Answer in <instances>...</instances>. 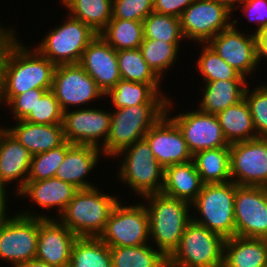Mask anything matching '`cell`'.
<instances>
[{
    "mask_svg": "<svg viewBox=\"0 0 267 267\" xmlns=\"http://www.w3.org/2000/svg\"><path fill=\"white\" fill-rule=\"evenodd\" d=\"M7 186L3 183V181L0 178V222L3 220H6L8 218L6 213L8 210L7 208V190H6Z\"/></svg>",
    "mask_w": 267,
    "mask_h": 267,
    "instance_id": "48",
    "label": "cell"
},
{
    "mask_svg": "<svg viewBox=\"0 0 267 267\" xmlns=\"http://www.w3.org/2000/svg\"><path fill=\"white\" fill-rule=\"evenodd\" d=\"M143 198L147 200L144 204L149 216V239L154 240L157 250L169 257L192 221L189 214L191 204L162 192L145 195Z\"/></svg>",
    "mask_w": 267,
    "mask_h": 267,
    "instance_id": "2",
    "label": "cell"
},
{
    "mask_svg": "<svg viewBox=\"0 0 267 267\" xmlns=\"http://www.w3.org/2000/svg\"><path fill=\"white\" fill-rule=\"evenodd\" d=\"M201 55L197 59V69L203 81L246 80L236 69L224 61L208 44H202Z\"/></svg>",
    "mask_w": 267,
    "mask_h": 267,
    "instance_id": "38",
    "label": "cell"
},
{
    "mask_svg": "<svg viewBox=\"0 0 267 267\" xmlns=\"http://www.w3.org/2000/svg\"><path fill=\"white\" fill-rule=\"evenodd\" d=\"M99 238L109 247L148 244L149 216L145 204L124 206L118 201Z\"/></svg>",
    "mask_w": 267,
    "mask_h": 267,
    "instance_id": "10",
    "label": "cell"
},
{
    "mask_svg": "<svg viewBox=\"0 0 267 267\" xmlns=\"http://www.w3.org/2000/svg\"><path fill=\"white\" fill-rule=\"evenodd\" d=\"M142 22L146 39L167 43H181L185 39L181 30V21L177 17L153 11Z\"/></svg>",
    "mask_w": 267,
    "mask_h": 267,
    "instance_id": "37",
    "label": "cell"
},
{
    "mask_svg": "<svg viewBox=\"0 0 267 267\" xmlns=\"http://www.w3.org/2000/svg\"><path fill=\"white\" fill-rule=\"evenodd\" d=\"M193 2L194 0H154L153 11L180 19L183 12Z\"/></svg>",
    "mask_w": 267,
    "mask_h": 267,
    "instance_id": "45",
    "label": "cell"
},
{
    "mask_svg": "<svg viewBox=\"0 0 267 267\" xmlns=\"http://www.w3.org/2000/svg\"><path fill=\"white\" fill-rule=\"evenodd\" d=\"M203 185L194 162L190 161L165 168L162 193L191 204Z\"/></svg>",
    "mask_w": 267,
    "mask_h": 267,
    "instance_id": "26",
    "label": "cell"
},
{
    "mask_svg": "<svg viewBox=\"0 0 267 267\" xmlns=\"http://www.w3.org/2000/svg\"><path fill=\"white\" fill-rule=\"evenodd\" d=\"M232 23L230 27L222 30L207 44L246 78L258 66L256 37L253 32L246 35L235 28L237 20H232Z\"/></svg>",
    "mask_w": 267,
    "mask_h": 267,
    "instance_id": "17",
    "label": "cell"
},
{
    "mask_svg": "<svg viewBox=\"0 0 267 267\" xmlns=\"http://www.w3.org/2000/svg\"><path fill=\"white\" fill-rule=\"evenodd\" d=\"M216 117L229 144L257 138L250 109L244 98L217 113Z\"/></svg>",
    "mask_w": 267,
    "mask_h": 267,
    "instance_id": "29",
    "label": "cell"
},
{
    "mask_svg": "<svg viewBox=\"0 0 267 267\" xmlns=\"http://www.w3.org/2000/svg\"><path fill=\"white\" fill-rule=\"evenodd\" d=\"M65 141L59 147L32 155L27 181H39L55 177L56 170L63 162L67 150L72 146Z\"/></svg>",
    "mask_w": 267,
    "mask_h": 267,
    "instance_id": "39",
    "label": "cell"
},
{
    "mask_svg": "<svg viewBox=\"0 0 267 267\" xmlns=\"http://www.w3.org/2000/svg\"><path fill=\"white\" fill-rule=\"evenodd\" d=\"M54 218L39 217L36 259L55 267H69L71 249L78 237Z\"/></svg>",
    "mask_w": 267,
    "mask_h": 267,
    "instance_id": "19",
    "label": "cell"
},
{
    "mask_svg": "<svg viewBox=\"0 0 267 267\" xmlns=\"http://www.w3.org/2000/svg\"><path fill=\"white\" fill-rule=\"evenodd\" d=\"M32 155L6 129L0 126V178L8 186L12 181H19L16 188L18 195L25 187Z\"/></svg>",
    "mask_w": 267,
    "mask_h": 267,
    "instance_id": "21",
    "label": "cell"
},
{
    "mask_svg": "<svg viewBox=\"0 0 267 267\" xmlns=\"http://www.w3.org/2000/svg\"><path fill=\"white\" fill-rule=\"evenodd\" d=\"M165 109L166 104L114 108L107 141L101 146L104 156L115 158L123 149L144 139L148 130L165 114Z\"/></svg>",
    "mask_w": 267,
    "mask_h": 267,
    "instance_id": "4",
    "label": "cell"
},
{
    "mask_svg": "<svg viewBox=\"0 0 267 267\" xmlns=\"http://www.w3.org/2000/svg\"><path fill=\"white\" fill-rule=\"evenodd\" d=\"M229 149L231 181L240 186L267 187V138L232 143Z\"/></svg>",
    "mask_w": 267,
    "mask_h": 267,
    "instance_id": "12",
    "label": "cell"
},
{
    "mask_svg": "<svg viewBox=\"0 0 267 267\" xmlns=\"http://www.w3.org/2000/svg\"><path fill=\"white\" fill-rule=\"evenodd\" d=\"M56 65L16 39L8 47L0 71V103L30 89H51Z\"/></svg>",
    "mask_w": 267,
    "mask_h": 267,
    "instance_id": "1",
    "label": "cell"
},
{
    "mask_svg": "<svg viewBox=\"0 0 267 267\" xmlns=\"http://www.w3.org/2000/svg\"><path fill=\"white\" fill-rule=\"evenodd\" d=\"M15 29L13 31V27L10 29H6L5 27H1L0 24V68H2L3 59L5 53L10 46V44L16 39Z\"/></svg>",
    "mask_w": 267,
    "mask_h": 267,
    "instance_id": "46",
    "label": "cell"
},
{
    "mask_svg": "<svg viewBox=\"0 0 267 267\" xmlns=\"http://www.w3.org/2000/svg\"><path fill=\"white\" fill-rule=\"evenodd\" d=\"M235 236L267 239V187L236 185Z\"/></svg>",
    "mask_w": 267,
    "mask_h": 267,
    "instance_id": "13",
    "label": "cell"
},
{
    "mask_svg": "<svg viewBox=\"0 0 267 267\" xmlns=\"http://www.w3.org/2000/svg\"><path fill=\"white\" fill-rule=\"evenodd\" d=\"M179 44L144 38L139 49L149 67L161 79L165 71L176 63Z\"/></svg>",
    "mask_w": 267,
    "mask_h": 267,
    "instance_id": "36",
    "label": "cell"
},
{
    "mask_svg": "<svg viewBox=\"0 0 267 267\" xmlns=\"http://www.w3.org/2000/svg\"><path fill=\"white\" fill-rule=\"evenodd\" d=\"M161 84H144L121 79L106 94L114 108H126L140 104H167L169 97L161 93Z\"/></svg>",
    "mask_w": 267,
    "mask_h": 267,
    "instance_id": "28",
    "label": "cell"
},
{
    "mask_svg": "<svg viewBox=\"0 0 267 267\" xmlns=\"http://www.w3.org/2000/svg\"><path fill=\"white\" fill-rule=\"evenodd\" d=\"M236 184L227 183L204 184L202 190L191 203L193 211L199 217L192 216V221L208 228L224 239L235 236L234 199Z\"/></svg>",
    "mask_w": 267,
    "mask_h": 267,
    "instance_id": "5",
    "label": "cell"
},
{
    "mask_svg": "<svg viewBox=\"0 0 267 267\" xmlns=\"http://www.w3.org/2000/svg\"><path fill=\"white\" fill-rule=\"evenodd\" d=\"M112 267H169L168 257L149 244L109 247Z\"/></svg>",
    "mask_w": 267,
    "mask_h": 267,
    "instance_id": "32",
    "label": "cell"
},
{
    "mask_svg": "<svg viewBox=\"0 0 267 267\" xmlns=\"http://www.w3.org/2000/svg\"><path fill=\"white\" fill-rule=\"evenodd\" d=\"M77 190L72 184L53 177L39 181H27L18 196L29 197L32 202L44 209L55 207V210H58L56 213L60 215Z\"/></svg>",
    "mask_w": 267,
    "mask_h": 267,
    "instance_id": "24",
    "label": "cell"
},
{
    "mask_svg": "<svg viewBox=\"0 0 267 267\" xmlns=\"http://www.w3.org/2000/svg\"><path fill=\"white\" fill-rule=\"evenodd\" d=\"M100 36L116 51L136 49L144 39L143 22L112 18Z\"/></svg>",
    "mask_w": 267,
    "mask_h": 267,
    "instance_id": "34",
    "label": "cell"
},
{
    "mask_svg": "<svg viewBox=\"0 0 267 267\" xmlns=\"http://www.w3.org/2000/svg\"><path fill=\"white\" fill-rule=\"evenodd\" d=\"M68 14L100 34L112 19V0H60Z\"/></svg>",
    "mask_w": 267,
    "mask_h": 267,
    "instance_id": "31",
    "label": "cell"
},
{
    "mask_svg": "<svg viewBox=\"0 0 267 267\" xmlns=\"http://www.w3.org/2000/svg\"><path fill=\"white\" fill-rule=\"evenodd\" d=\"M51 89H30L25 93L13 96L6 104L11 108L16 121L23 120L34 109L37 101Z\"/></svg>",
    "mask_w": 267,
    "mask_h": 267,
    "instance_id": "43",
    "label": "cell"
},
{
    "mask_svg": "<svg viewBox=\"0 0 267 267\" xmlns=\"http://www.w3.org/2000/svg\"><path fill=\"white\" fill-rule=\"evenodd\" d=\"M171 119L182 132L193 155L202 150L230 146L215 114L203 113L197 109L185 111Z\"/></svg>",
    "mask_w": 267,
    "mask_h": 267,
    "instance_id": "18",
    "label": "cell"
},
{
    "mask_svg": "<svg viewBox=\"0 0 267 267\" xmlns=\"http://www.w3.org/2000/svg\"><path fill=\"white\" fill-rule=\"evenodd\" d=\"M216 1L219 2V3L224 4L230 10L234 11L236 9L235 7L239 8L240 3H242L245 0H216Z\"/></svg>",
    "mask_w": 267,
    "mask_h": 267,
    "instance_id": "50",
    "label": "cell"
},
{
    "mask_svg": "<svg viewBox=\"0 0 267 267\" xmlns=\"http://www.w3.org/2000/svg\"><path fill=\"white\" fill-rule=\"evenodd\" d=\"M121 79L144 84H160L161 80L149 67L139 48L116 51Z\"/></svg>",
    "mask_w": 267,
    "mask_h": 267,
    "instance_id": "35",
    "label": "cell"
},
{
    "mask_svg": "<svg viewBox=\"0 0 267 267\" xmlns=\"http://www.w3.org/2000/svg\"><path fill=\"white\" fill-rule=\"evenodd\" d=\"M154 0H112V18L143 21L153 12Z\"/></svg>",
    "mask_w": 267,
    "mask_h": 267,
    "instance_id": "42",
    "label": "cell"
},
{
    "mask_svg": "<svg viewBox=\"0 0 267 267\" xmlns=\"http://www.w3.org/2000/svg\"><path fill=\"white\" fill-rule=\"evenodd\" d=\"M267 239L233 236L225 239L223 267H266Z\"/></svg>",
    "mask_w": 267,
    "mask_h": 267,
    "instance_id": "25",
    "label": "cell"
},
{
    "mask_svg": "<svg viewBox=\"0 0 267 267\" xmlns=\"http://www.w3.org/2000/svg\"><path fill=\"white\" fill-rule=\"evenodd\" d=\"M192 161L204 184L231 181L229 147L199 151L193 155Z\"/></svg>",
    "mask_w": 267,
    "mask_h": 267,
    "instance_id": "30",
    "label": "cell"
},
{
    "mask_svg": "<svg viewBox=\"0 0 267 267\" xmlns=\"http://www.w3.org/2000/svg\"><path fill=\"white\" fill-rule=\"evenodd\" d=\"M23 120L40 125L62 124L63 111L54 93L47 91Z\"/></svg>",
    "mask_w": 267,
    "mask_h": 267,
    "instance_id": "41",
    "label": "cell"
},
{
    "mask_svg": "<svg viewBox=\"0 0 267 267\" xmlns=\"http://www.w3.org/2000/svg\"><path fill=\"white\" fill-rule=\"evenodd\" d=\"M39 217L52 218L31 211L9 215L0 222V259L18 267L36 258Z\"/></svg>",
    "mask_w": 267,
    "mask_h": 267,
    "instance_id": "8",
    "label": "cell"
},
{
    "mask_svg": "<svg viewBox=\"0 0 267 267\" xmlns=\"http://www.w3.org/2000/svg\"><path fill=\"white\" fill-rule=\"evenodd\" d=\"M256 37V50H257V63L260 65L262 58L267 59V27L262 28L255 33Z\"/></svg>",
    "mask_w": 267,
    "mask_h": 267,
    "instance_id": "47",
    "label": "cell"
},
{
    "mask_svg": "<svg viewBox=\"0 0 267 267\" xmlns=\"http://www.w3.org/2000/svg\"><path fill=\"white\" fill-rule=\"evenodd\" d=\"M171 103L169 98L165 114L144 136L156 160L164 169L171 165L190 162L193 159V154L189 150L182 132L169 117L171 107H173Z\"/></svg>",
    "mask_w": 267,
    "mask_h": 267,
    "instance_id": "14",
    "label": "cell"
},
{
    "mask_svg": "<svg viewBox=\"0 0 267 267\" xmlns=\"http://www.w3.org/2000/svg\"><path fill=\"white\" fill-rule=\"evenodd\" d=\"M118 155H125L119 164V181L128 184L137 196L162 192L165 169L158 163L145 139L136 141L115 157Z\"/></svg>",
    "mask_w": 267,
    "mask_h": 267,
    "instance_id": "6",
    "label": "cell"
},
{
    "mask_svg": "<svg viewBox=\"0 0 267 267\" xmlns=\"http://www.w3.org/2000/svg\"><path fill=\"white\" fill-rule=\"evenodd\" d=\"M224 242L222 236L191 221L168 257V266L223 267Z\"/></svg>",
    "mask_w": 267,
    "mask_h": 267,
    "instance_id": "7",
    "label": "cell"
},
{
    "mask_svg": "<svg viewBox=\"0 0 267 267\" xmlns=\"http://www.w3.org/2000/svg\"><path fill=\"white\" fill-rule=\"evenodd\" d=\"M240 4L248 21L251 23L255 21L257 25L254 34L267 27V0H245Z\"/></svg>",
    "mask_w": 267,
    "mask_h": 267,
    "instance_id": "44",
    "label": "cell"
},
{
    "mask_svg": "<svg viewBox=\"0 0 267 267\" xmlns=\"http://www.w3.org/2000/svg\"><path fill=\"white\" fill-rule=\"evenodd\" d=\"M248 85L246 80H217L205 82L202 101L197 108L207 114H217L240 102Z\"/></svg>",
    "mask_w": 267,
    "mask_h": 267,
    "instance_id": "27",
    "label": "cell"
},
{
    "mask_svg": "<svg viewBox=\"0 0 267 267\" xmlns=\"http://www.w3.org/2000/svg\"><path fill=\"white\" fill-rule=\"evenodd\" d=\"M96 36L89 26L68 15L63 24L48 32L36 49L56 66L79 64L83 51Z\"/></svg>",
    "mask_w": 267,
    "mask_h": 267,
    "instance_id": "9",
    "label": "cell"
},
{
    "mask_svg": "<svg viewBox=\"0 0 267 267\" xmlns=\"http://www.w3.org/2000/svg\"><path fill=\"white\" fill-rule=\"evenodd\" d=\"M79 65L94 79L104 94L121 80L116 50L100 34L83 51Z\"/></svg>",
    "mask_w": 267,
    "mask_h": 267,
    "instance_id": "20",
    "label": "cell"
},
{
    "mask_svg": "<svg viewBox=\"0 0 267 267\" xmlns=\"http://www.w3.org/2000/svg\"><path fill=\"white\" fill-rule=\"evenodd\" d=\"M69 267H112L109 246L99 237H78L71 249Z\"/></svg>",
    "mask_w": 267,
    "mask_h": 267,
    "instance_id": "33",
    "label": "cell"
},
{
    "mask_svg": "<svg viewBox=\"0 0 267 267\" xmlns=\"http://www.w3.org/2000/svg\"><path fill=\"white\" fill-rule=\"evenodd\" d=\"M118 199L97 187L79 189L57 219L77 237H99Z\"/></svg>",
    "mask_w": 267,
    "mask_h": 267,
    "instance_id": "3",
    "label": "cell"
},
{
    "mask_svg": "<svg viewBox=\"0 0 267 267\" xmlns=\"http://www.w3.org/2000/svg\"><path fill=\"white\" fill-rule=\"evenodd\" d=\"M101 155V149L94 146L73 144L56 170L55 178L72 184L78 190L96 187L85 177L95 169Z\"/></svg>",
    "mask_w": 267,
    "mask_h": 267,
    "instance_id": "22",
    "label": "cell"
},
{
    "mask_svg": "<svg viewBox=\"0 0 267 267\" xmlns=\"http://www.w3.org/2000/svg\"><path fill=\"white\" fill-rule=\"evenodd\" d=\"M246 87L244 99L253 119L257 137L267 138V84L258 85L250 91Z\"/></svg>",
    "mask_w": 267,
    "mask_h": 267,
    "instance_id": "40",
    "label": "cell"
},
{
    "mask_svg": "<svg viewBox=\"0 0 267 267\" xmlns=\"http://www.w3.org/2000/svg\"><path fill=\"white\" fill-rule=\"evenodd\" d=\"M31 155L59 147L66 140L63 125H40L18 120L14 127H5Z\"/></svg>",
    "mask_w": 267,
    "mask_h": 267,
    "instance_id": "23",
    "label": "cell"
},
{
    "mask_svg": "<svg viewBox=\"0 0 267 267\" xmlns=\"http://www.w3.org/2000/svg\"><path fill=\"white\" fill-rule=\"evenodd\" d=\"M51 91L63 112L69 110L71 105H87L89 101L105 96L94 79L79 64L56 66Z\"/></svg>",
    "mask_w": 267,
    "mask_h": 267,
    "instance_id": "15",
    "label": "cell"
},
{
    "mask_svg": "<svg viewBox=\"0 0 267 267\" xmlns=\"http://www.w3.org/2000/svg\"><path fill=\"white\" fill-rule=\"evenodd\" d=\"M231 13L232 10L216 0H194L180 17L184 38L207 44L233 24L228 21Z\"/></svg>",
    "mask_w": 267,
    "mask_h": 267,
    "instance_id": "11",
    "label": "cell"
},
{
    "mask_svg": "<svg viewBox=\"0 0 267 267\" xmlns=\"http://www.w3.org/2000/svg\"><path fill=\"white\" fill-rule=\"evenodd\" d=\"M18 267H55V266L49 265L48 263H45L35 258L27 261L26 263L21 264Z\"/></svg>",
    "mask_w": 267,
    "mask_h": 267,
    "instance_id": "49",
    "label": "cell"
},
{
    "mask_svg": "<svg viewBox=\"0 0 267 267\" xmlns=\"http://www.w3.org/2000/svg\"><path fill=\"white\" fill-rule=\"evenodd\" d=\"M110 124L111 112L105 109L83 107L63 112L64 137L74 145H91L101 149L107 141ZM99 139L103 142L101 145Z\"/></svg>",
    "mask_w": 267,
    "mask_h": 267,
    "instance_id": "16",
    "label": "cell"
}]
</instances>
